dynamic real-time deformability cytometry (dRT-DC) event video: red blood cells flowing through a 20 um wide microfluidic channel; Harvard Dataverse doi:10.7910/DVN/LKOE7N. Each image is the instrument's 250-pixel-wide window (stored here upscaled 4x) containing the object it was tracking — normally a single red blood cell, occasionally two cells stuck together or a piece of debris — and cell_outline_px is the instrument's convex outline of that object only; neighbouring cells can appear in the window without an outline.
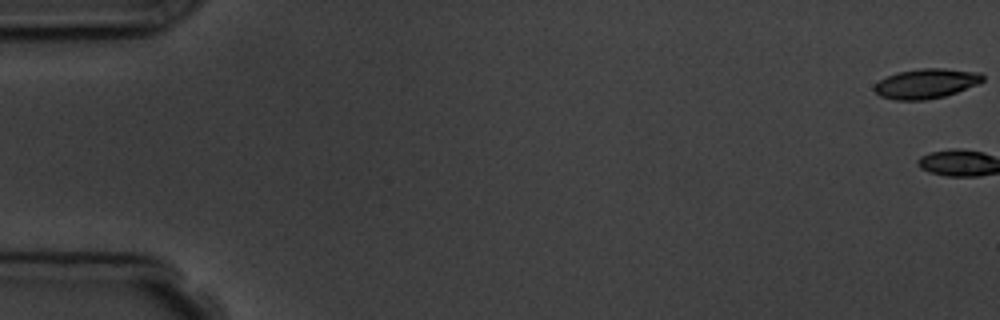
{"species": "common noctule bat (a hibernating species)", "species_latin": "Nyctalus noctula", "temperature_condition": "room temperature", "stored_images_in_passage": 5, "camera_frame_rate_fps": 3000, "um_per_image_px": 0.085, "animal": {"sex": "male", "body_mass_g": 19.5, "forearm_length_mm": 54.6}, "frame": {"image": 1, "passage_image": 5, "time_ms": 4.667, "image_size_px": [1000, 320], "cell_outline_px": [[984, 80], [980, 84], [944, 96], [924, 100], [896, 100], [880, 96], [872, 88], [880, 80], [896, 72], [920, 68], [944, 68], [980, 72], [984, 76]], "centroid_in_image_um": [78.75, 7.09], "position_along_channel_um": 6.3, "area_um2": 18.9}}